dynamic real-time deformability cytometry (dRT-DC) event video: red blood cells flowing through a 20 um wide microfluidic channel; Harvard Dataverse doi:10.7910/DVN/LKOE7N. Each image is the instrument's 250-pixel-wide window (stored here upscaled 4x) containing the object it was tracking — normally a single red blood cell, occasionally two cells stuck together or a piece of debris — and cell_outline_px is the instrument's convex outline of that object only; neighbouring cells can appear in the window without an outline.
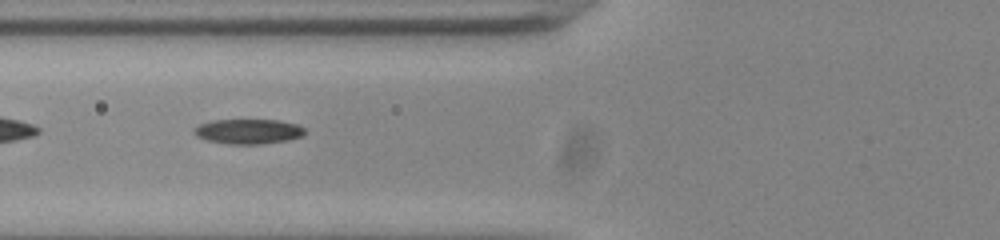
{"species": "common noctule bat (a hibernating species)", "species_latin": "Nyctalus noctula", "temperature_condition": "room temperature", "stored_images_in_passage": 36, "camera_frame_rate_fps": 3000, "um_per_image_px": 0.085, "animal": {"sex": "male", "body_mass_g": 20.0, "forearm_length_mm": 53.3}, "frame": {"image": 1, "passage_image": 4, "time_ms": 1.0, "image_size_px": [1000, 240], "cell_outline_px": [[304, 136], [288, 140], [260, 144], [232, 144], [208, 140], [196, 136], [192, 132], [200, 124], [212, 120], [280, 120], [296, 124], [304, 128]], "centroid_in_image_um": [21.13, 11.17], "position_along_channel_um": 104.7, "area_um2": 15.95}}
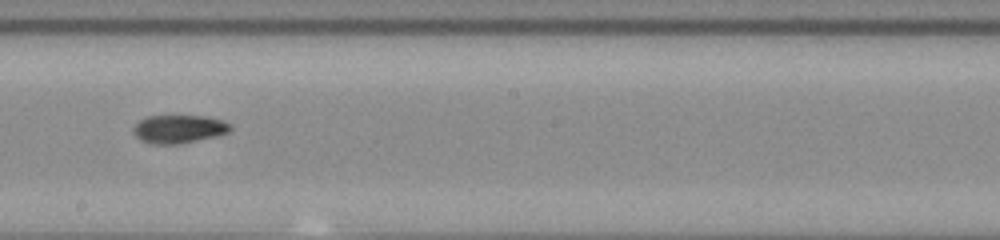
{"frame": {"image": 2, "passage_image": 14, "time_ms": 4.333, "image_size_px": [1000, 240], "cell_outline_px": [[232, 128], [228, 132], [220, 136], [180, 144], [152, 144], [140, 140], [132, 132], [132, 128], [140, 120], [148, 116], [208, 116], [224, 120], [232, 124]], "centroid_in_image_um": [15.25, 10.97], "position_along_channel_um": 233.0, "area_um2": 16.3}}
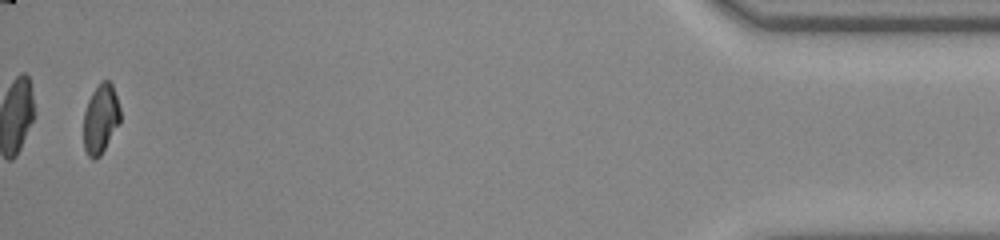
{"frame": {"image": 3, "passage_image": 35, "time_ms": 11.333, "image_size_px": [1000, 240], "cell_outline_px": [[120, 120], [100, 156], [92, 160], [88, 156], [84, 148], [84, 112], [88, 100], [92, 92], [100, 80], [108, 80], [112, 84], [120, 108]], "centroid_in_image_um": [8.54, 10.08], "position_along_channel_um": 426.7, "area_um2": 14.68}, "authors_computed_cell_mechanics": {"area_um2": 16.0395, "velocity_mm_per_s": 3.8486, "shape_relaxation_time_tau1_ms": 4.4689, "shape_relaxation_time_tau2_ms": 2.9893, "deformation_change_tau1": 0.1519, "deformation_change_tau2": 0.0644}}